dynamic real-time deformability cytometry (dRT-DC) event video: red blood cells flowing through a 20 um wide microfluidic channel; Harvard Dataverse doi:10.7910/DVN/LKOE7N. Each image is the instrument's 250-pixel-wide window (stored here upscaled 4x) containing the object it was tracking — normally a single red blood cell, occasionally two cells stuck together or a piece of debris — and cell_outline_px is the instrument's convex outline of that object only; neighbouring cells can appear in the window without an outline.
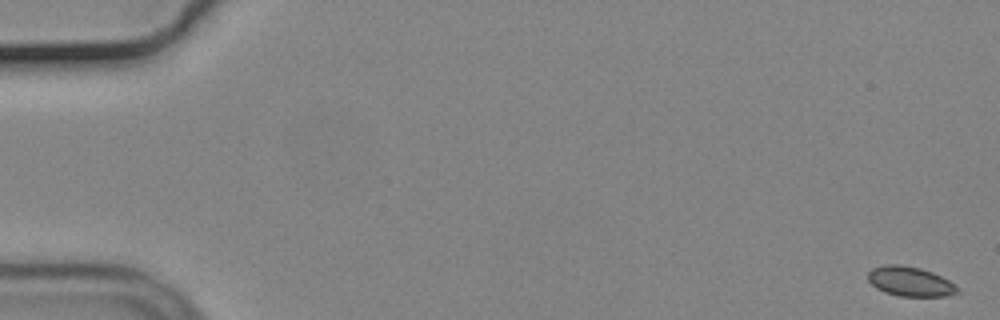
{"species": "common noctule bat (a hibernating species)", "species_latin": "Nyctalus noctula", "temperature_condition": "cold", "stored_images_in_passage": 14, "camera_frame_rate_fps": 3000, "um_per_image_px": 0.085, "animal": {"sex": "male", "body_mass_g": 19.2, "forearm_length_mm": 51.8}, "frame": {"image": 1, "passage_image": 1, "time_ms": 0.0, "image_size_px": [1000, 320], "cell_outline_px": [[960, 292], [948, 296], [900, 296], [884, 292], [876, 288], [868, 280], [868, 272], [872, 268], [884, 264], [900, 264], [920, 268], [932, 272], [956, 284]], "centroid_in_image_um": [77.36, 23.92], "position_along_channel_um": 7.6, "area_um2": 15.55}}